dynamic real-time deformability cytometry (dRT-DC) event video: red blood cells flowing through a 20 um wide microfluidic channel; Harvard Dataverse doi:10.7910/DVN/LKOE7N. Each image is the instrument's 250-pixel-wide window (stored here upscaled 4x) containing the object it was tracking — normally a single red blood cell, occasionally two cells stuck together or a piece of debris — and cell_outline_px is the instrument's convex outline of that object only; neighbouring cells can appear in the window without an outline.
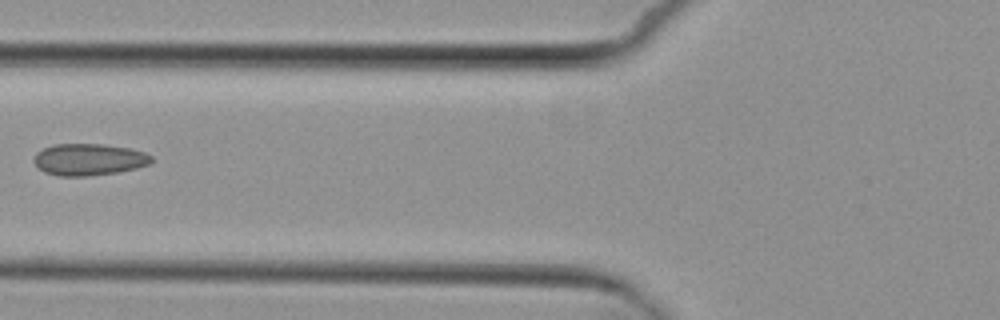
{"species": "common noctule bat (a hibernating species)", "species_latin": "Nyctalus noctula", "temperature_condition": "cold", "stored_images_in_passage": 4, "camera_frame_rate_fps": 3000, "um_per_image_px": 0.085, "animal": {"sex": "female", "body_mass_g": 29.2, "forearm_length_mm": 56.3}, "frame": {"image": 1, "passage_image": 4, "time_ms": 3.667, "image_size_px": [1000, 320], "cell_outline_px": [[152, 160], [148, 164], [136, 168], [116, 172], [88, 176], [60, 176], [44, 172], [32, 160], [36, 152], [52, 144], [104, 144], [128, 148], [144, 152], [152, 156]], "centroid_in_image_um": [7.52, 13.55], "position_along_channel_um": 118.3, "area_um2": 21.68}}